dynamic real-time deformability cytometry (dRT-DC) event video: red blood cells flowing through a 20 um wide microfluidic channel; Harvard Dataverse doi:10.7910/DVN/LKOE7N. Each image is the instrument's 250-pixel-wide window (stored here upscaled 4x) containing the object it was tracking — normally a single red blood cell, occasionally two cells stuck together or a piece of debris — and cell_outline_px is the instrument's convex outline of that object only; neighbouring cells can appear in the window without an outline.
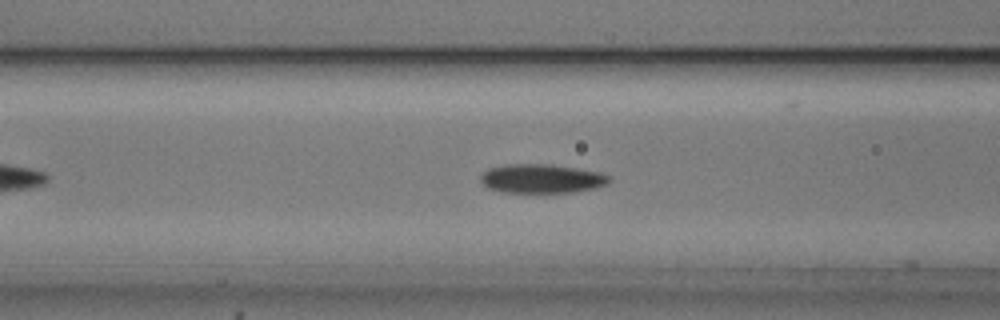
{"species": "common noctule bat (a hibernating species)", "species_latin": "Nyctalus noctula", "temperature_condition": "cold", "stored_images_in_passage": 46, "camera_frame_rate_fps": 3000, "um_per_image_px": 0.085, "animal": {"sex": "male", "body_mass_g": 20.5, "forearm_length_mm": 52.5}, "frame": {"image": 1, "passage_image": 13, "time_ms": 4.0, "image_size_px": [1000, 320], "cell_outline_px": [[612, 180], [608, 184], [596, 188], [572, 192], [504, 192], [488, 188], [480, 180], [480, 176], [488, 168], [504, 164], [552, 164], [600, 172], [612, 176]], "centroid_in_image_um": [46.08, 15.17], "position_along_channel_um": 120.5, "area_um2": 21.91}}
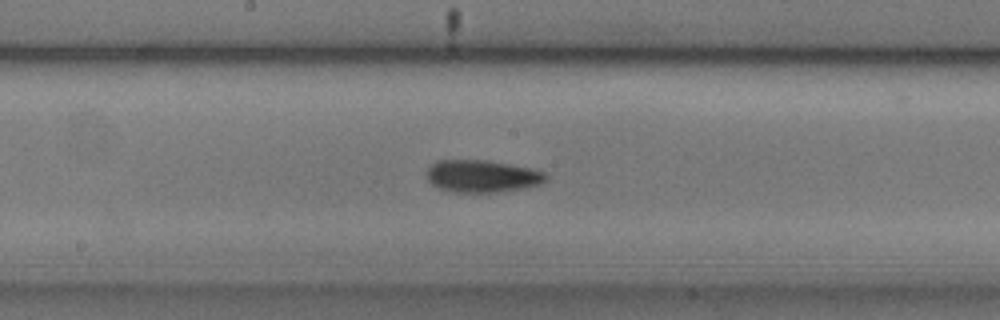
{"frame": {"image": 2, "passage_image": 20, "time_ms": 6.333, "image_size_px": [1000, 320], "cell_outline_px": [[548, 176], [540, 184], [524, 188], [492, 192], [456, 192], [440, 188], [432, 184], [428, 180], [428, 168], [436, 160], [488, 160], [528, 168], [544, 172]], "centroid_in_image_um": [40.96, 14.96], "position_along_channel_um": 207.2, "area_um2": 22.08}}
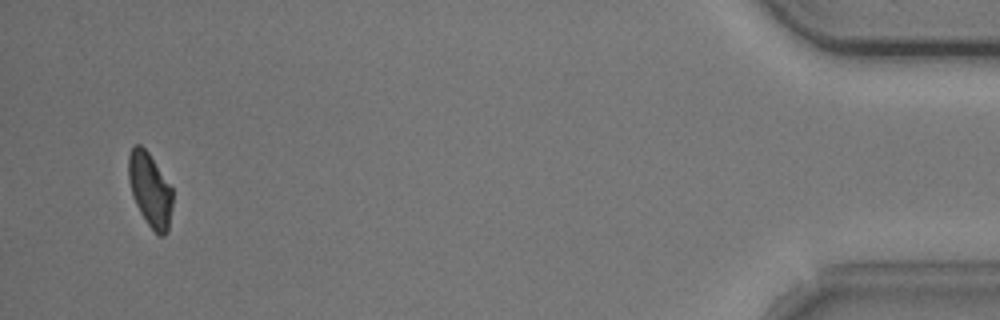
{"frame": {"image": 3, "passage_image": 44, "time_ms": 14.333, "image_size_px": [1000, 320], "cell_outline_px": [[172, 204], [168, 232], [164, 236], [156, 236], [140, 212], [132, 196], [128, 180], [128, 156], [132, 148], [136, 144], [140, 144], [148, 152], [172, 188]], "centroid_in_image_um": [12.74, 16.16], "position_along_channel_um": 422.5, "area_um2": 19.02}, "authors_computed_cell_mechanics": {"area_um2": 20.8369, "velocity_mm_per_s": 3.6955, "shape_relaxation_time_tau1_ms": 2.597, "shape_relaxation_time_tau2_ms": null, "deformation_change_tau1": 0.093, "deformation_change_tau2": null}}